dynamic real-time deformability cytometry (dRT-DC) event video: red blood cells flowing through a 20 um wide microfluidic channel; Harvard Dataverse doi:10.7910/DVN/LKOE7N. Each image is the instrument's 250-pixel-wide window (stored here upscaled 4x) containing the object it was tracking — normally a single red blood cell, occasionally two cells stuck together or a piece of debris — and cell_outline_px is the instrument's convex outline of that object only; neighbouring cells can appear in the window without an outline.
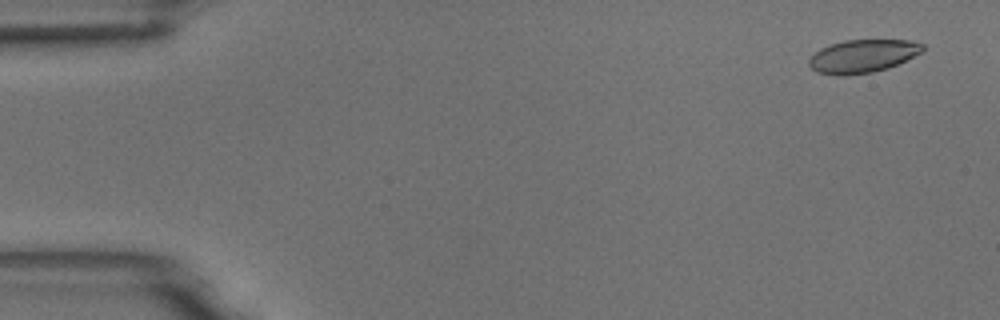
{"species": "common noctule bat (a hibernating species)", "species_latin": "Nyctalus noctula", "temperature_condition": "room temperature", "stored_images_in_passage": 54, "camera_frame_rate_fps": 3000, "um_per_image_px": 0.085, "animal": {"sex": "male", "body_mass_g": 18.8}, "frame": {"image": 1, "passage_image": 3, "time_ms": 0.667, "image_size_px": [1000, 320], "cell_outline_px": [[924, 48], [920, 52], [888, 68], [872, 72], [840, 76], [816, 72], [808, 64], [808, 60], [820, 48], [844, 40], [912, 40], [924, 44]], "centroid_in_image_um": [73.3, 4.77], "position_along_channel_um": 11.7, "area_um2": 21.68}}
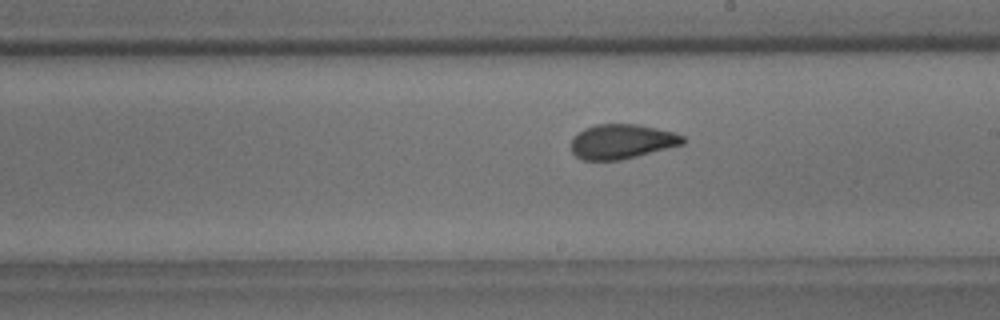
{"frame": {"image": 2, "passage_image": 31, "time_ms": 10.0, "image_size_px": [1000, 320], "cell_outline_px": [[688, 140], [684, 144], [620, 160], [584, 160], [576, 156], [572, 152], [572, 136], [584, 128], [596, 124], [640, 124], [672, 132], [684, 136]], "centroid_in_image_um": [52.86, 12.02], "position_along_channel_um": 236.1, "area_um2": 22.6}}
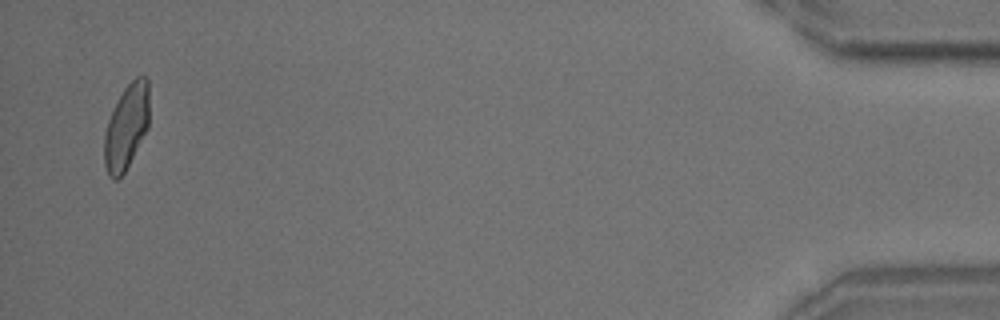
{"frame": {"image": 3, "passage_image": 53, "time_ms": 17.333, "image_size_px": [1000, 320], "cell_outline_px": [[148, 128], [124, 172], [116, 180], [112, 180], [108, 176], [104, 164], [104, 132], [108, 120], [124, 88], [136, 76], [148, 76]], "centroid_in_image_um": [10.73, 10.79], "position_along_channel_um": 424.5, "area_um2": 22.08}, "authors_computed_cell_mechanics": {"area_um2": 22.7732, "velocity_mm_per_s": 3.7156, "shape_relaxation_time_tau1_ms": 6.1913, "shape_relaxation_time_tau2_ms": 1.1346, "deformation_change_tau1": 0.1644, "deformation_change_tau2": 0.0675}}